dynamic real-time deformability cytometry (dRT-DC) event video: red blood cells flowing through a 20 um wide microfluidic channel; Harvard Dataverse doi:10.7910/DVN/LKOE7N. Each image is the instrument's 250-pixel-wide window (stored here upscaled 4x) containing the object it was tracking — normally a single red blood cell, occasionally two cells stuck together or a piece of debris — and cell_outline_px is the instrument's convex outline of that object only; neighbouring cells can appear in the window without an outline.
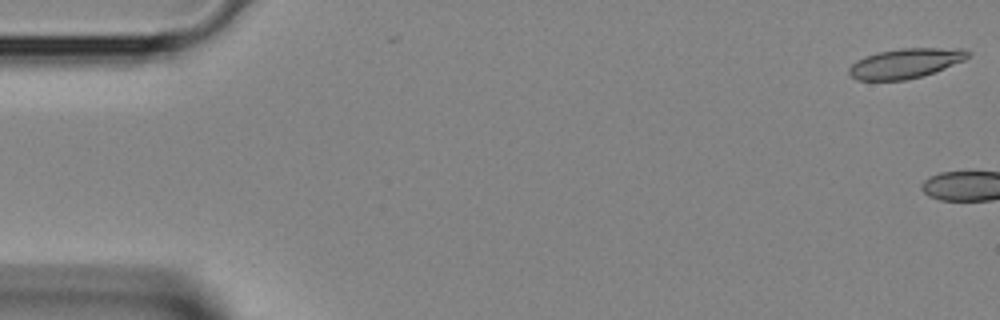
{"species": "Egyptian fruit bat (a non-hibernating species)", "species_latin": "Rousettus aegyptiacus", "temperature_condition": "room temperature", "stored_images_in_passage": 5, "camera_frame_rate_fps": 3000, "um_per_image_px": 0.085, "animal": {"sex": "female"}, "frame": {"image": 1, "passage_image": 1, "time_ms": 0.0, "image_size_px": [1000, 320], "cell_outline_px": [[972, 52], [964, 60], [924, 76], [904, 80], [856, 80], [848, 72], [848, 68], [856, 60], [880, 52], [900, 48], [964, 48]], "centroid_in_image_um": [76.99, 5.38], "position_along_channel_um": 8.0, "area_um2": 20.58}}